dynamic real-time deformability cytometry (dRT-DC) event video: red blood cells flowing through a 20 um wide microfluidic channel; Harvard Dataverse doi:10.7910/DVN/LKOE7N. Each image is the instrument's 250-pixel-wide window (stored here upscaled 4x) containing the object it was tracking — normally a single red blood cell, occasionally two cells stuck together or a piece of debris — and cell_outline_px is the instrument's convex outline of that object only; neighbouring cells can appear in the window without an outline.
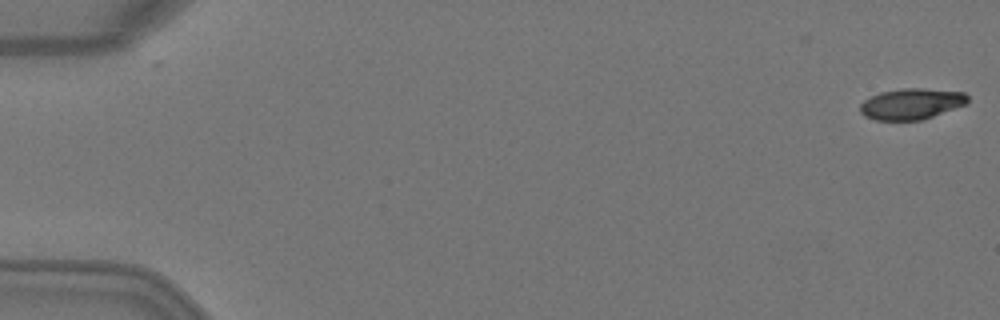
{"species": "Egyptian fruit bat (a non-hibernating species)", "species_latin": "Rousettus aegyptiacus", "temperature_condition": "warm", "stored_images_in_passage": 5, "camera_frame_rate_fps": 3000, "um_per_image_px": 0.085, "animal": {"sex": "female"}, "frame": {"image": 1, "passage_image": 1, "time_ms": 0.0, "image_size_px": [1000, 320], "cell_outline_px": [[968, 104], [924, 120], [876, 120], [864, 116], [860, 112], [860, 104], [864, 100], [880, 92], [900, 88], [924, 88], [964, 92], [968, 96]], "centroid_in_image_um": [77.5, 8.83], "position_along_channel_um": 7.5, "area_um2": 19.71}}
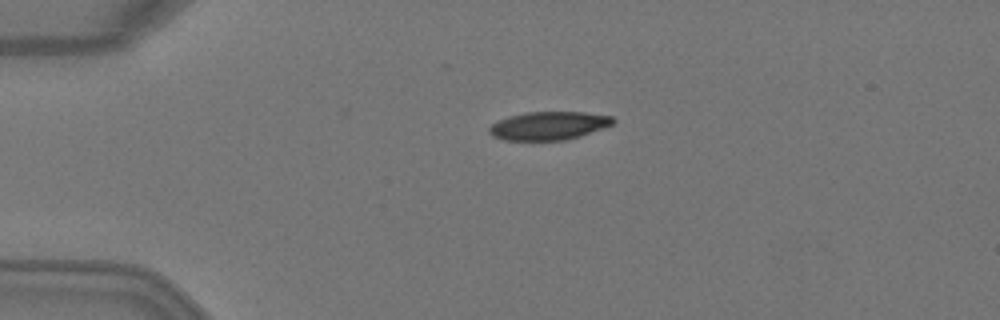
{"frame": {"image": 2, "passage_image": 4, "time_ms": 1.0, "image_size_px": [1000, 320], "cell_outline_px": [[616, 120], [612, 124], [604, 128], [580, 136], [564, 140], [504, 140], [492, 136], [488, 132], [488, 128], [496, 120], [508, 116], [524, 112], [584, 112], [612, 116]], "centroid_in_image_um": [46.61, 10.68], "position_along_channel_um": 38.4, "area_um2": 20.58}}